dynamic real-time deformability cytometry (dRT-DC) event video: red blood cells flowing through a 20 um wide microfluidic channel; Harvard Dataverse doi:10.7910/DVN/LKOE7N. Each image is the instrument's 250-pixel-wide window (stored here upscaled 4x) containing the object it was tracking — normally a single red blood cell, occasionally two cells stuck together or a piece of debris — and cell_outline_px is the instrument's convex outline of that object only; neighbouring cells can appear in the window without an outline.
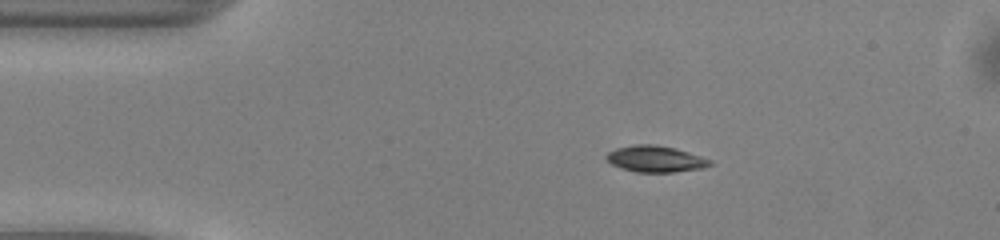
{"species": "common noctule bat (a hibernating species)", "species_latin": "Nyctalus noctula", "temperature_condition": "warm", "stored_images_in_passage": 42, "camera_frame_rate_fps": 3000, "um_per_image_px": 0.085, "animal": {"sex": "male", "body_mass_g": 13.0, "forearm_length_mm": 53.1}, "frame": {"image": 1, "passage_image": 1, "time_ms": 0.0, "image_size_px": [1000, 240], "cell_outline_px": [[712, 164], [704, 168], [672, 172], [636, 172], [620, 168], [604, 160], [604, 156], [608, 152], [616, 148], [636, 144], [656, 144], [676, 148], [712, 160]], "centroid_in_image_um": [55.68, 13.5], "position_along_channel_um": 29.3, "area_um2": 16.07}}
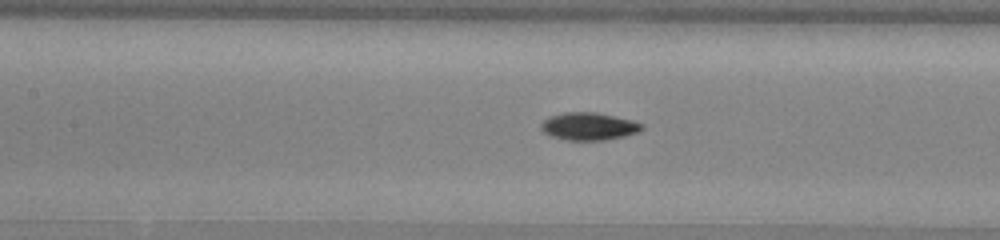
{"frame": {"image": 2, "passage_image": 14, "time_ms": 4.333, "image_size_px": [1000, 240], "cell_outline_px": [[644, 128], [640, 132], [624, 136], [604, 140], [568, 140], [552, 136], [544, 132], [540, 128], [540, 124], [548, 116], [564, 112], [596, 112], [632, 120], [644, 124]], "centroid_in_image_um": [50.06, 10.73], "position_along_channel_um": 157.3, "area_um2": 16.3}}
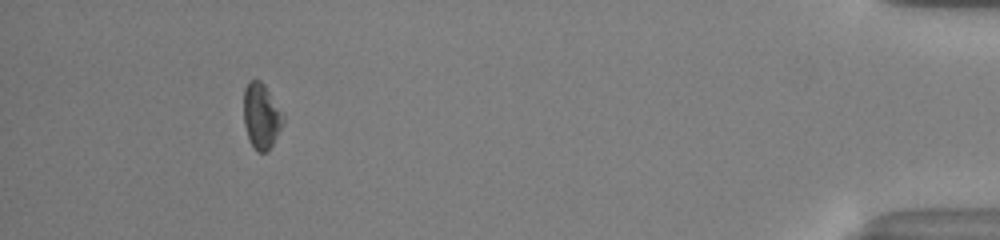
{"frame": {"image": 3, "passage_image": 38, "time_ms": 12.333, "image_size_px": [1000, 240], "cell_outline_px": [[284, 124], [268, 152], [256, 152], [248, 136], [244, 124], [244, 88], [248, 80], [260, 80], [264, 84], [284, 112]], "centroid_in_image_um": [22.24, 9.85], "position_along_channel_um": 413.0, "area_um2": 15.32}, "authors_computed_cell_mechanics": {"area_um2": 15.606, "velocity_mm_per_s": 4.0765, "shape_relaxation_time_tau1_ms": 2.4247, "shape_relaxation_time_tau2_ms": null, "deformation_change_tau1": 0.1016, "deformation_change_tau2": null}}